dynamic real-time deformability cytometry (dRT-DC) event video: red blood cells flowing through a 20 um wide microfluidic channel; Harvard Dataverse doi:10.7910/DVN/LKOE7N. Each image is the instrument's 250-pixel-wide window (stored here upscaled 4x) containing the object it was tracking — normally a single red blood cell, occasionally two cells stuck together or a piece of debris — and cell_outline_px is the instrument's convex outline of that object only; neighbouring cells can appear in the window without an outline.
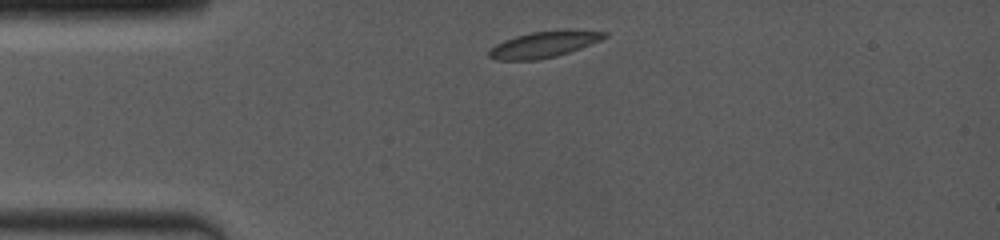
{"species": "common noctule bat (a hibernating species)", "species_latin": "Nyctalus noctula", "temperature_condition": "room temperature", "stored_images_in_passage": 5, "camera_frame_rate_fps": 4000, "um_per_image_px": 0.085, "animal": {"sex": "female", "body_mass_g": 19.0, "forearm_length_mm": 53.3}, "frame": {"image": 1, "passage_image": 1, "time_ms": 0.0, "image_size_px": [1000, 240], "cell_outline_px": [[608, 36], [600, 40], [580, 48], [556, 56], [536, 60], [496, 60], [488, 56], [488, 52], [496, 44], [504, 40], [516, 36], [532, 32], [568, 28], [572, 28], [608, 32]], "centroid_in_image_um": [46.28, 3.75], "position_along_channel_um": 38.7, "area_um2": 17.8}}
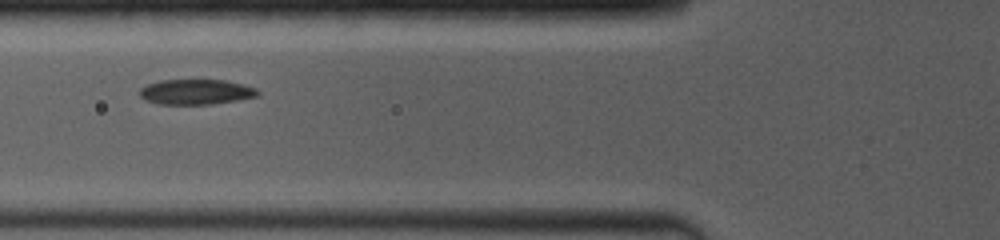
{"frame": {"image": 2, "passage_image": 4, "time_ms": 2.5, "image_size_px": [1000, 240], "cell_outline_px": [[260, 96], [212, 104], [156, 104], [144, 100], [140, 96], [140, 88], [148, 84], [160, 80], [224, 80], [244, 84], [256, 88], [260, 92]], "centroid_in_image_um": [16.67, 7.81], "position_along_channel_um": 109.1, "area_um2": 17.46}}
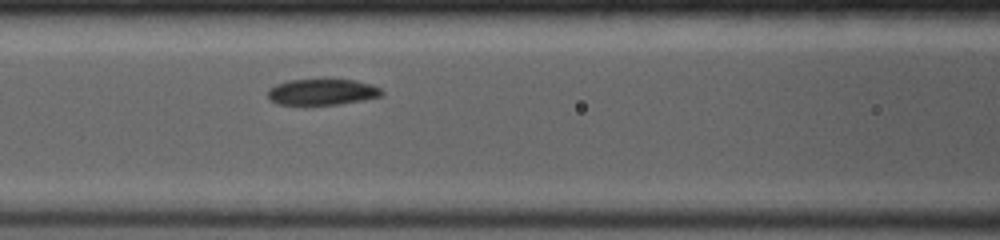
{"frame": {"image": 3, "passage_image": 5, "time_ms": 3.25, "image_size_px": [1000, 240], "cell_outline_px": [[384, 92], [380, 96], [364, 100], [340, 104], [276, 104], [268, 96], [268, 92], [276, 84], [288, 80], [356, 80], [372, 84], [380, 88]], "centroid_in_image_um": [27.43, 7.81], "position_along_channel_um": 139.2, "area_um2": 17.05}}